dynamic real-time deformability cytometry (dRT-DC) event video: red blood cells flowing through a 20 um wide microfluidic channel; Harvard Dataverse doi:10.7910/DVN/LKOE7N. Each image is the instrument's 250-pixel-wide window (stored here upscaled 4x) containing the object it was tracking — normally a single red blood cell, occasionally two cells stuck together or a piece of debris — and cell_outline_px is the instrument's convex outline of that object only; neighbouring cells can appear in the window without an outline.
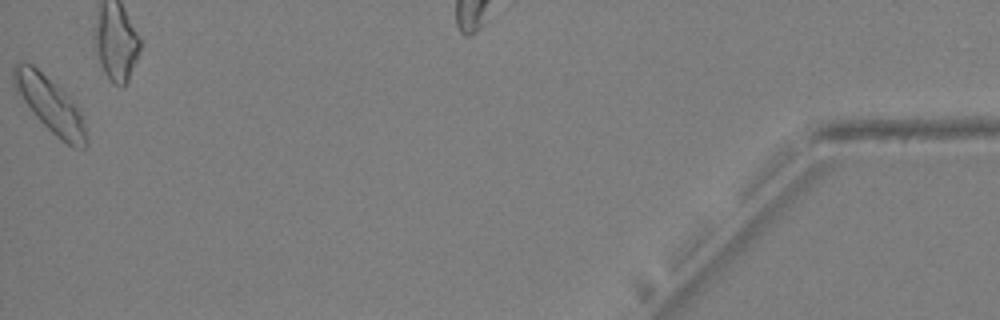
{"species": "Egyptian fruit bat (a non-hibernating species)", "species_latin": "Rousettus aegyptiacus", "temperature_condition": "warm", "stored_images_in_passage": 40, "camera_frame_rate_fps": 3000, "um_per_image_px": 0.085, "animal": {"sex": "female"}, "frame": {"image": 1, "passage_image": 40, "time_ms": 13.0, "image_size_px": [1000, 320], "cell_outline_px": [[88, 144], [84, 148], [76, 148], [60, 140], [32, 112], [16, 88], [12, 80], [12, 68], [20, 60], [32, 64], [60, 88], [64, 92], [80, 112], [84, 124], [88, 140]], "centroid_in_image_um": [4.25, 8.89], "position_along_channel_um": 430.9, "area_um2": 22.83}}